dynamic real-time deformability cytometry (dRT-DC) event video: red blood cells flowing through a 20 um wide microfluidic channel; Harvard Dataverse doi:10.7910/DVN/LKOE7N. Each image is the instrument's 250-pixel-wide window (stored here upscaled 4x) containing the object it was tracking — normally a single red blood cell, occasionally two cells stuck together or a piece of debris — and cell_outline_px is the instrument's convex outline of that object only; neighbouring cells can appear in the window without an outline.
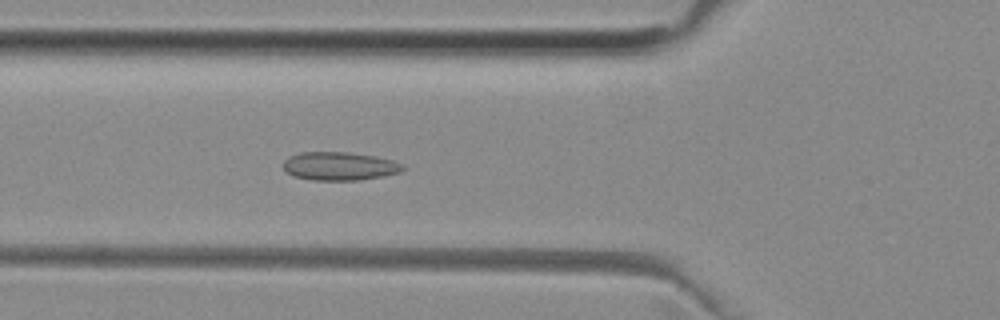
{"species": "common noctule bat (a hibernating species)", "species_latin": "Nyctalus noctula", "temperature_condition": "room temperature", "stored_images_in_passage": 51, "camera_frame_rate_fps": 3000, "um_per_image_px": 0.085, "animal": {"sex": "female", "body_mass_g": 29.2, "forearm_length_mm": 56.3}, "frame": {"image": 1, "passage_image": 18, "time_ms": 5.667, "image_size_px": [1000, 320], "cell_outline_px": [[408, 168], [400, 172], [384, 176], [360, 180], [312, 180], [292, 176], [284, 168], [284, 160], [288, 156], [300, 152], [348, 152], [376, 156], [392, 160], [404, 164]], "centroid_in_image_um": [28.9, 14.12], "position_along_channel_um": 96.9, "area_um2": 20.0}}
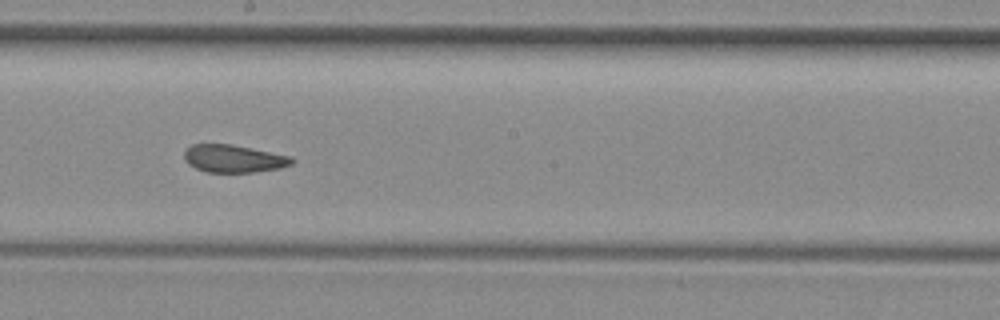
{"frame": {"image": 2, "passage_image": 28, "time_ms": 9.0, "image_size_px": [1000, 320], "cell_outline_px": [[296, 160], [292, 164], [280, 168], [252, 172], [208, 172], [196, 168], [188, 164], [184, 160], [184, 152], [192, 144], [232, 144], [292, 156]], "centroid_in_image_um": [19.88, 13.48], "position_along_channel_um": 228.3, "area_um2": 17.4}}
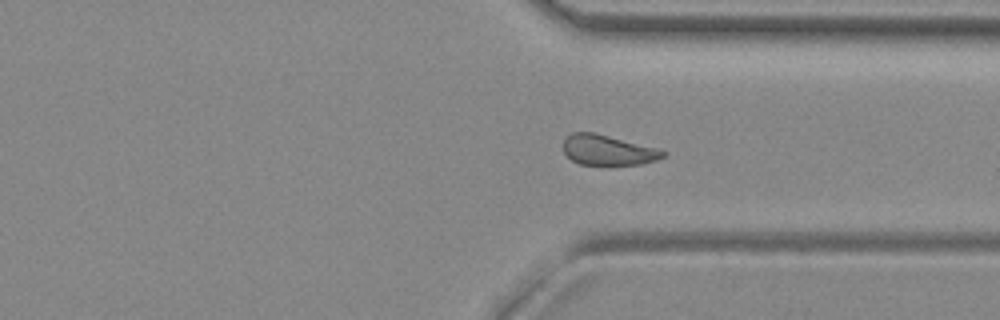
{"frame": {"image": 3, "passage_image": 38, "time_ms": 12.333, "image_size_px": [1000, 320], "cell_outline_px": [[668, 156], [656, 160], [640, 164], [580, 164], [572, 160], [564, 152], [564, 136], [572, 132], [596, 132], [660, 148], [668, 152]], "centroid_in_image_um": [51.73, 12.73], "position_along_channel_um": 359.7, "area_um2": 17.86}, "authors_computed_cell_mechanics": {"area_um2": 18.9584, "velocity_mm_per_s": 3.9307, "shape_relaxation_time_tau1_ms": null, "shape_relaxation_time_tau2_ms": 1.7092, "deformation_change_tau1": null, "deformation_change_tau2": 0.0938}}